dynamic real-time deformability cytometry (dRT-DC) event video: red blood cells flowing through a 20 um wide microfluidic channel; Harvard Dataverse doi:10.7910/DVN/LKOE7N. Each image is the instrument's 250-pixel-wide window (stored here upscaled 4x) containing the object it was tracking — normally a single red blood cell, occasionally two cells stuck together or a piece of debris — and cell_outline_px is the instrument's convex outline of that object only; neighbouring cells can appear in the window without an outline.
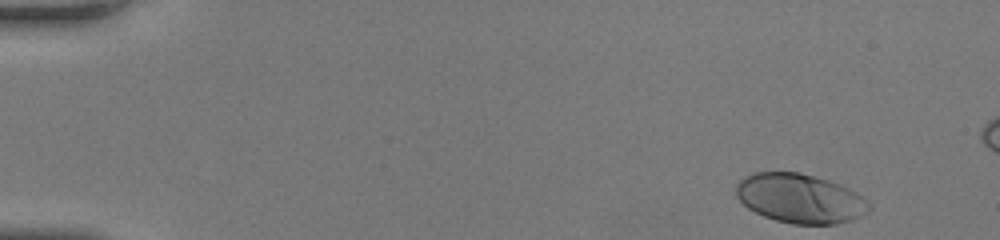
{"species": "human", "species_latin": "Homo sapiens", "temperature_condition": "room temperature", "stored_images_in_passage": 47, "camera_frame_rate_fps": 3000, "um_per_image_px": 0.085, "donor": {"sex": "female"}, "frame": {"image": 1, "passage_image": 1, "time_ms": 0.0, "image_size_px": [1000, 240], "cell_outline_px": [[872, 208], [868, 212], [852, 220], [836, 224], [792, 224], [776, 220], [764, 216], [748, 208], [736, 196], [736, 184], [744, 176], [752, 172], [800, 172], [828, 180], [840, 184], [856, 192], [872, 204]], "centroid_in_image_um": [68.02, 16.86], "position_along_channel_um": 17.0, "area_um2": 38.38}}
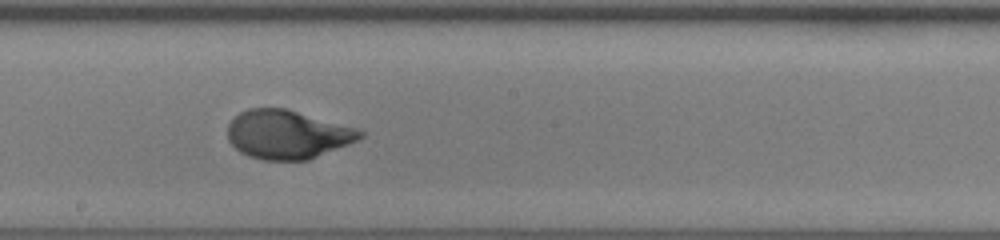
{"frame": {"image": 2, "passage_image": 26, "time_ms": 8.333, "image_size_px": [1000, 240], "cell_outline_px": [[364, 136], [348, 144], [308, 160], [264, 160], [248, 156], [240, 152], [228, 140], [228, 124], [240, 112], [248, 108], [284, 108], [360, 128], [364, 132]], "centroid_in_image_um": [24.44, 11.43], "position_along_channel_um": 223.8, "area_um2": 37.57}}
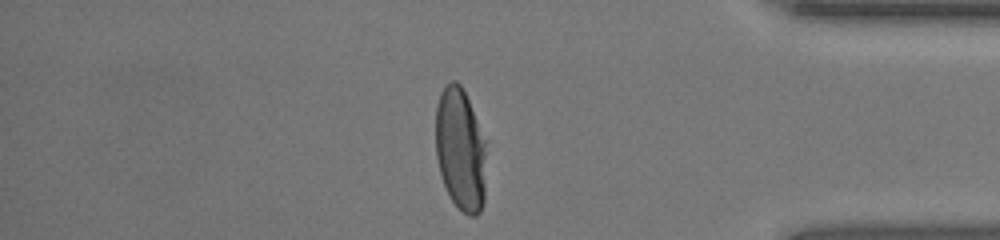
{"frame": {"image": 3, "passage_image": 40, "time_ms": 13.0, "image_size_px": [1000, 240], "cell_outline_px": [[484, 200], [480, 212], [476, 216], [468, 216], [452, 200], [444, 184], [440, 172], [436, 156], [436, 104], [440, 92], [452, 80], [456, 80], [460, 84], [468, 100], [484, 140]], "centroid_in_image_um": [39.1, 12.7], "position_along_channel_um": 396.1, "area_um2": 35.49}, "authors_computed_cell_mechanics": {"area_um2": 37.859, "velocity_mm_per_s": 4.1782, "shape_relaxation_time_tau1_ms": 3.5222, "shape_relaxation_time_tau2_ms": null, "deformation_change_tau1": 0.2131, "deformation_change_tau2": null}}